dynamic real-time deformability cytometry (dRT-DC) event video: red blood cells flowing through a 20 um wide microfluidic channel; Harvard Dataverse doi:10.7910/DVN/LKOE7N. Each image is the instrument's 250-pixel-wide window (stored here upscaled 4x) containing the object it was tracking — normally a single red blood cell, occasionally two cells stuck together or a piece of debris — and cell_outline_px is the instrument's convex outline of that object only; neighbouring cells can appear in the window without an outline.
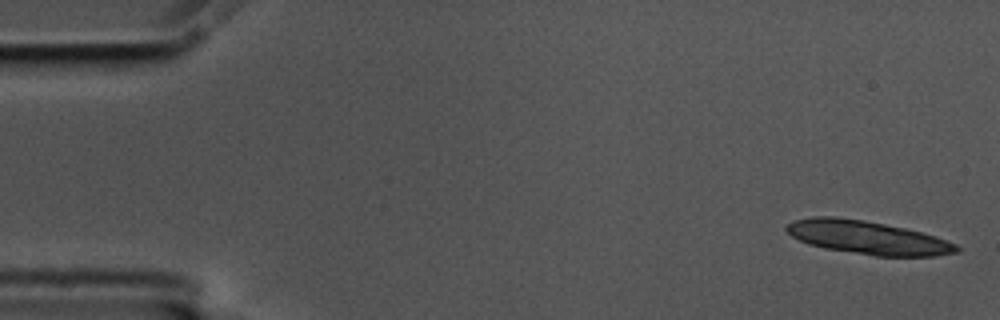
{"species": "common noctule bat (a hibernating species)", "species_latin": "Nyctalus noctula", "temperature_condition": "cold", "stored_images_in_passage": 5, "camera_frame_rate_fps": 3000, "um_per_image_px": 0.085, "animal": {"sex": "male", "body_mass_g": 17.5, "forearm_length_mm": 52.3}, "frame": {"image": 1, "passage_image": 1, "time_ms": 0.0, "image_size_px": [1000, 320], "cell_outline_px": [[960, 252], [936, 256], [876, 256], [824, 248], [808, 244], [792, 236], [784, 228], [792, 220], [816, 216], [836, 216], [864, 220], [904, 228], [936, 236], [956, 244], [960, 248]], "centroid_in_image_um": [73.75, 20.19], "position_along_channel_um": 11.3, "area_um2": 33.06}}